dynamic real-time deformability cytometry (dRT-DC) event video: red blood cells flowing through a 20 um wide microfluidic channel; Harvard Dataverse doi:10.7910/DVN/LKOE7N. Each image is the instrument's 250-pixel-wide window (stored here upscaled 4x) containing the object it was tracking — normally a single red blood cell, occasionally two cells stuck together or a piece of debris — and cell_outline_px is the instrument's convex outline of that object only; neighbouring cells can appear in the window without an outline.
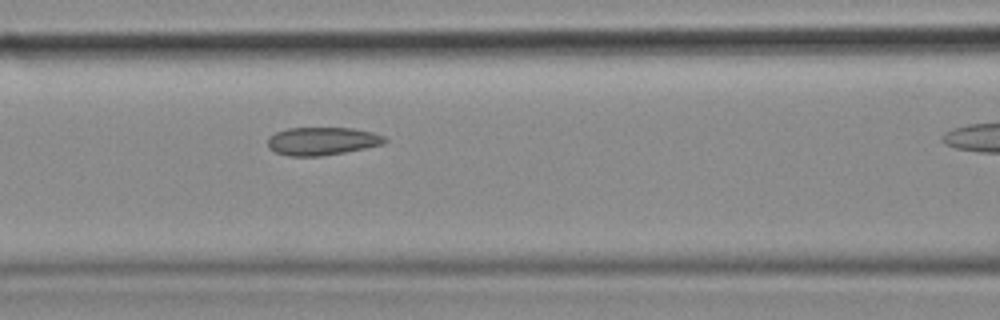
{"species": "common noctule bat (a hibernating species)", "species_latin": "Nyctalus noctula", "temperature_condition": "cold", "stored_images_in_passage": 35, "camera_frame_rate_fps": 3000, "um_per_image_px": 0.085, "animal": {"sex": "female", "body_mass_g": 18.4}, "frame": {"image": 1, "passage_image": 16, "time_ms": 5.0, "image_size_px": [1000, 320], "cell_outline_px": [[388, 140], [384, 144], [344, 152], [320, 156], [288, 156], [276, 152], [268, 148], [268, 136], [276, 132], [288, 128], [352, 128], [372, 132], [384, 136]], "centroid_in_image_um": [27.37, 11.99], "position_along_channel_um": 139.2, "area_um2": 19.07}}
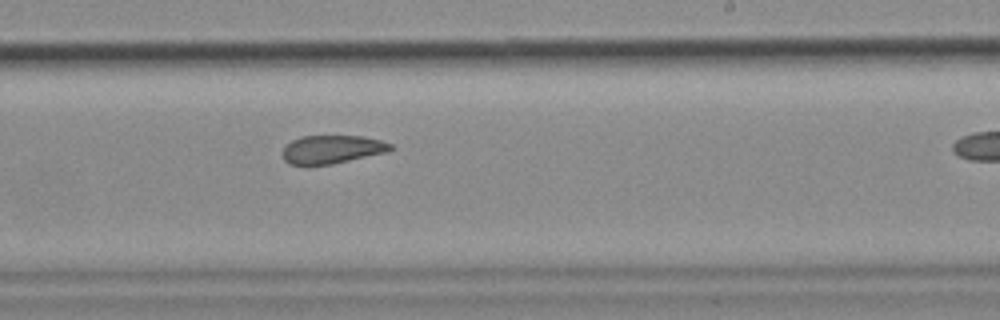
{"frame": {"image": 2, "passage_image": 25, "time_ms": 8.0, "image_size_px": [1000, 320], "cell_outline_px": [[396, 148], [388, 152], [332, 164], [288, 164], [284, 160], [284, 148], [292, 140], [300, 136], [364, 136], [380, 140], [392, 144]], "centroid_in_image_um": [28.28, 12.69], "position_along_channel_um": 260.7, "area_um2": 17.74}}